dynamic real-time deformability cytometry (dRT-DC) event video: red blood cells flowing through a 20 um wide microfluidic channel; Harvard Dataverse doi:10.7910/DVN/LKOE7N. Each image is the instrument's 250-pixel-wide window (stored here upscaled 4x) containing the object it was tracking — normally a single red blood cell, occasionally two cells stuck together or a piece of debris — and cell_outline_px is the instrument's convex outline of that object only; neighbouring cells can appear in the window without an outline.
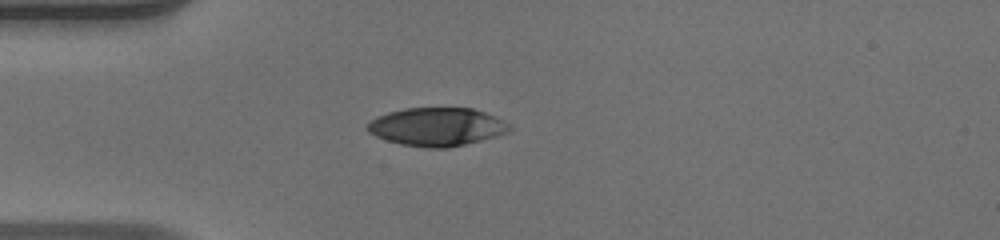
{"species": "human", "species_latin": "Homo sapiens", "temperature_condition": "warm", "stored_images_in_passage": 37, "camera_frame_rate_fps": 3000, "um_per_image_px": 0.085, "donor": {"sex": "male"}, "frame": {"image": 1, "passage_image": 1, "time_ms": 0.0, "image_size_px": [1000, 240], "cell_outline_px": [[512, 128], [508, 132], [496, 136], [448, 148], [424, 148], [400, 144], [376, 136], [368, 132], [364, 128], [376, 116], [388, 112], [404, 108], [472, 108], [484, 112], [504, 120], [512, 124]], "centroid_in_image_um": [37.13, 10.78], "position_along_channel_um": 47.9, "area_um2": 31.79}}
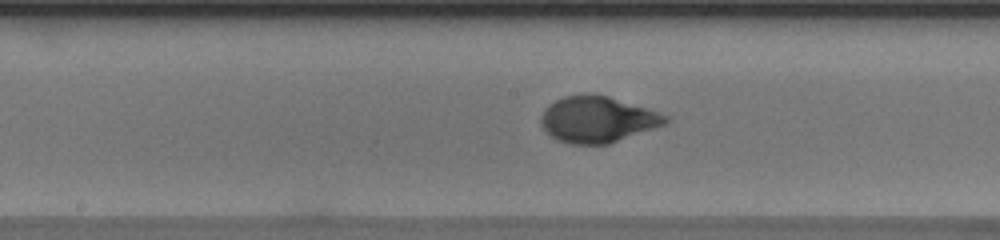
{"frame": {"image": 2, "passage_image": 13, "time_ms": 4.0, "image_size_px": [1000, 240], "cell_outline_px": [[668, 120], [664, 124], [608, 144], [568, 144], [556, 140], [540, 124], [540, 116], [544, 108], [548, 104], [564, 96], [584, 92], [608, 96], [668, 116]], "centroid_in_image_um": [50.69, 10.14], "position_along_channel_um": 197.5, "area_um2": 33.23}}
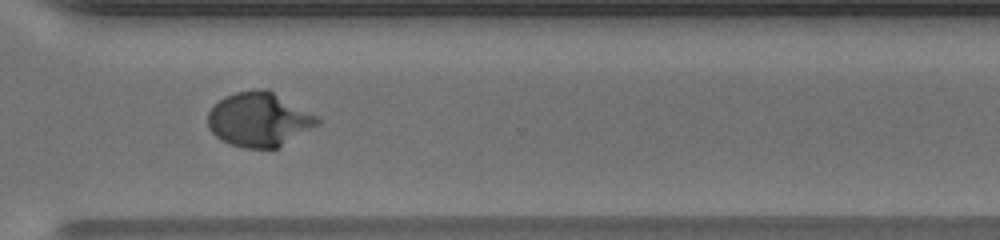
{"frame": {"image": 3, "passage_image": 24, "time_ms": 7.667, "image_size_px": [1000, 240], "cell_outline_px": [[320, 120], [316, 124], [280, 148], [244, 148], [220, 140], [208, 128], [208, 112], [224, 96], [236, 92], [260, 88], [264, 88], [320, 116]], "centroid_in_image_um": [22.01, 10.16], "position_along_channel_um": 348.6, "area_um2": 34.39}, "authors_computed_cell_mechanics": {"area_um2": 33.4084, "velocity_mm_per_s": 4.1326, "shape_relaxation_time_tau1_ms": 3.6723, "shape_relaxation_time_tau2_ms": null, "deformation_change_tau1": 0.2474, "deformation_change_tau2": null}}